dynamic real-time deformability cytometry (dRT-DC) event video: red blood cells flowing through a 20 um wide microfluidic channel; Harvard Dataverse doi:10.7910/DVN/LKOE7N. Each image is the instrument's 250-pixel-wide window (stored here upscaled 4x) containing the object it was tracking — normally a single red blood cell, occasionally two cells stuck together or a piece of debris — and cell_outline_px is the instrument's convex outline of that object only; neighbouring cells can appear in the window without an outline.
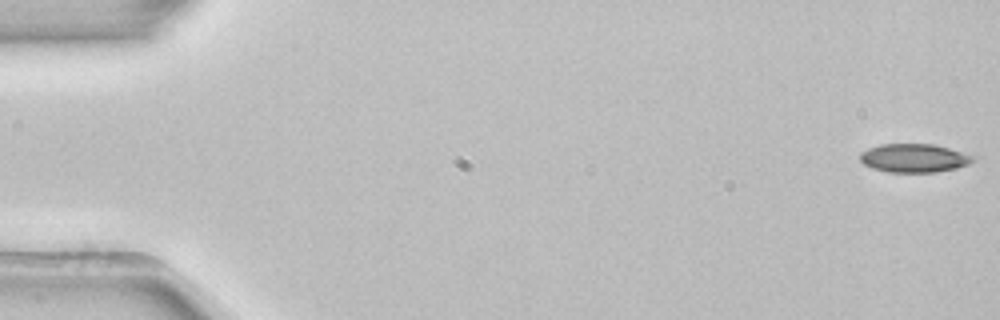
{"species": "common noctule bat (a hibernating species)", "species_latin": "Nyctalus noctula", "temperature_condition": "room temperature", "stored_images_in_passage": 53, "camera_frame_rate_fps": 3000, "um_per_image_px": 0.085, "animal": {"sex": "female", "body_mass_g": 22.7, "forearm_length_mm": 54.2}, "frame": {"image": 1, "passage_image": 1, "time_ms": 0.0, "image_size_px": [1000, 320], "cell_outline_px": [[980, 156], [976, 160], [968, 164], [956, 168], [936, 172], [888, 172], [872, 168], [864, 164], [860, 160], [860, 152], [868, 148], [880, 144], [932, 144]], "centroid_in_image_um": [77.74, 13.43], "position_along_channel_um": 7.3, "area_um2": 19.02}}
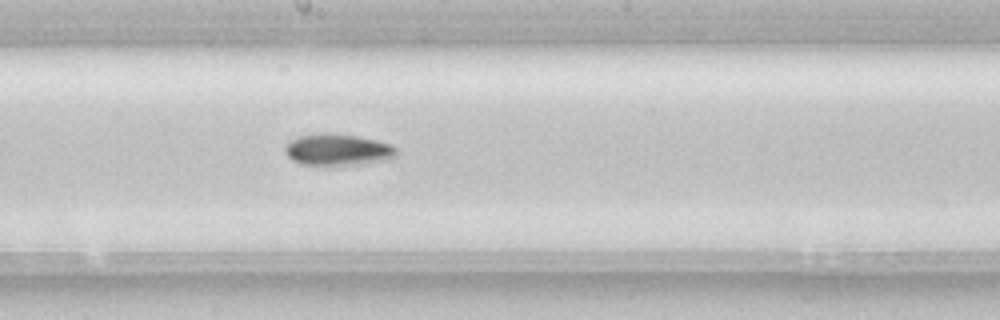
{"frame": {"image": 2, "passage_image": 29, "time_ms": 9.333, "image_size_px": [1000, 320], "cell_outline_px": [[396, 156], [388, 160], [364, 164], [300, 164], [292, 160], [284, 152], [284, 144], [300, 136], [356, 136], [376, 140], [392, 144], [396, 148]], "centroid_in_image_um": [28.75, 12.77], "position_along_channel_um": 219.4, "area_um2": 19.65}}
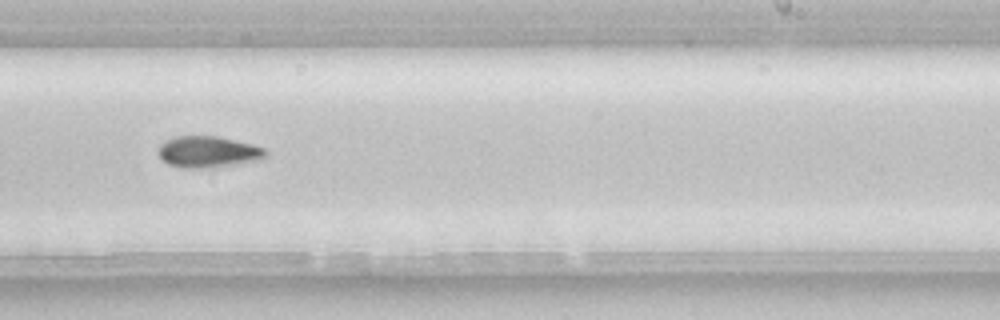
{"frame": {"image": 3, "passage_image": 33, "time_ms": 10.667, "image_size_px": [1000, 320], "cell_outline_px": [[268, 152], [260, 160], [236, 164], [204, 168], [180, 168], [168, 164], [160, 160], [156, 152], [160, 144], [164, 140], [176, 136], [216, 136], [252, 144], [264, 148]], "centroid_in_image_um": [17.61, 12.91], "position_along_channel_um": 271.4, "area_um2": 19.83}, "authors_computed_cell_mechanics": {"area_um2": 19.4208, "velocity_mm_per_s": 3.9119, "shape_relaxation_time_tau1_ms": 7.6363, "shape_relaxation_time_tau2_ms": null, "deformation_change_tau1": 0.1307, "deformation_change_tau2": null}}